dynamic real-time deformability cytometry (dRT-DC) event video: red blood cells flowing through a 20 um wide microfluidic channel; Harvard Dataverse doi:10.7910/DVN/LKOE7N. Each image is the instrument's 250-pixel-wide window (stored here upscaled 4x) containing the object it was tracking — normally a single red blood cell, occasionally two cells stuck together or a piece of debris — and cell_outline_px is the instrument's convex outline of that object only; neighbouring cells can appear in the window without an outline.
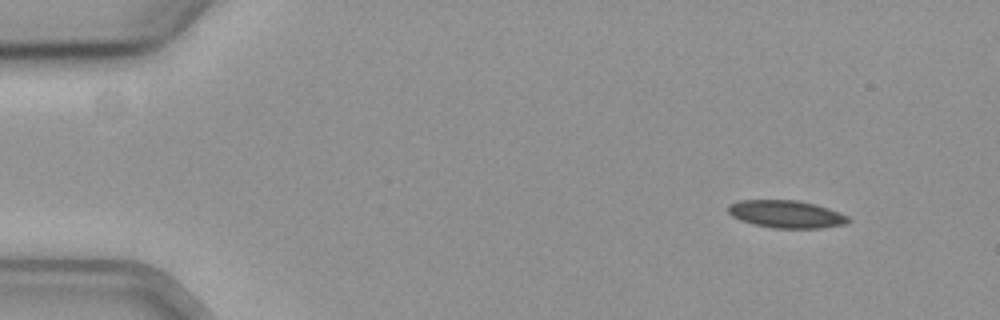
{"species": "common noctule bat (a hibernating species)", "species_latin": "Nyctalus noctula", "temperature_condition": "cold", "stored_images_in_passage": 12, "camera_frame_rate_fps": 3000, "um_per_image_px": 0.085, "animal": {"sex": "female", "body_mass_g": 19.3, "forearm_length_mm": 54.1}, "frame": {"image": 1, "passage_image": 1, "time_ms": 0.0, "image_size_px": [1000, 320], "cell_outline_px": [[848, 220], [844, 224], [820, 228], [776, 228], [752, 224], [740, 220], [732, 216], [728, 212], [728, 204], [740, 200], [796, 200], [816, 204], [828, 208], [848, 216]], "centroid_in_image_um": [66.78, 18.19], "position_along_channel_um": 18.2, "area_um2": 19.19}}